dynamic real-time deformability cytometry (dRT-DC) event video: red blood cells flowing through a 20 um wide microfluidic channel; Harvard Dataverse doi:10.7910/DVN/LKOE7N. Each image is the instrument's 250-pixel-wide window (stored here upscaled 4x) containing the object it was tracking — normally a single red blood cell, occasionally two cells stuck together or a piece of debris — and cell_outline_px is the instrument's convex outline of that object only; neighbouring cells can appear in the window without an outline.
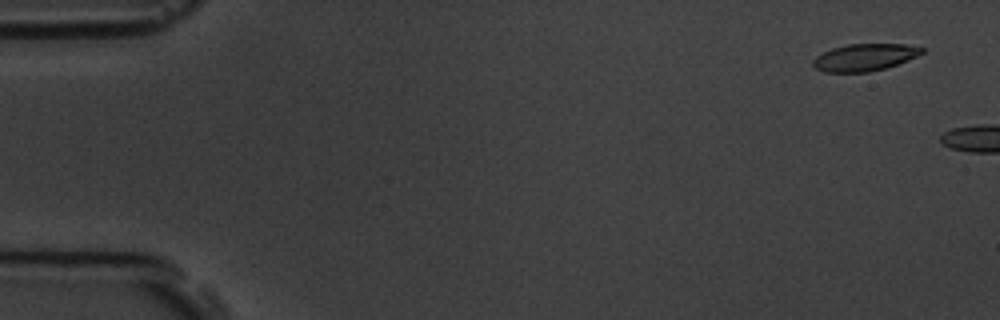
{"species": "common noctule bat (a hibernating species)", "species_latin": "Nyctalus noctula", "temperature_condition": "room temperature", "stored_images_in_passage": 2, "camera_frame_rate_fps": 3000, "um_per_image_px": 0.085, "animal": {"sex": "male", "body_mass_g": 19.5, "forearm_length_mm": 54.6}, "frame": {"image": 1, "passage_image": 1, "time_ms": 0.0, "image_size_px": [1000, 320], "cell_outline_px": [[924, 52], [916, 56], [896, 64], [884, 68], [868, 72], [824, 72], [816, 68], [812, 64], [812, 60], [816, 56], [832, 48], [848, 44], [904, 44], [924, 48]], "centroid_in_image_um": [73.46, 4.87], "position_along_channel_um": 11.5, "area_um2": 16.99}}